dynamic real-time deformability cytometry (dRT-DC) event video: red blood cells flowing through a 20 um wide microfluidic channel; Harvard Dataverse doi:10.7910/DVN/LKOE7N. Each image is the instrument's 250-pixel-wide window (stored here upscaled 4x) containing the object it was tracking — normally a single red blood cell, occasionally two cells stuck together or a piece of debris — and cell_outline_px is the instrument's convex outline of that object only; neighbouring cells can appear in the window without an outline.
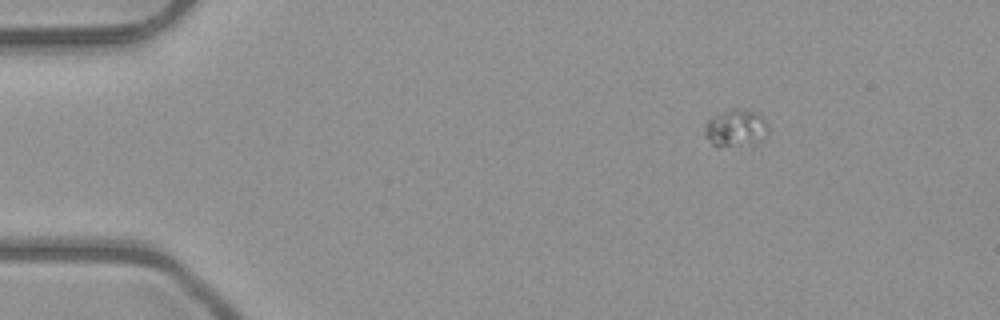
{"species": "common noctule bat (a hibernating species)", "species_latin": "Nyctalus noctula", "temperature_condition": "room temperature", "stored_images_in_passage": 46, "segment_of_instrument_passage": [1, 2], "camera_frame_rate_fps": 3000, "um_per_image_px": 0.085, "animal": {"sex": "male", "body_mass_g": 23.1, "forearm_length_mm": 52.7}, "frame": {"image": 1, "passage_image": 1, "time_ms": 0.0, "image_size_px": [1000, 320], "cell_outline_px": [[768, 132], [752, 148], [716, 148], [704, 136], [704, 124], [712, 116], [732, 108], [740, 108], [756, 112], [764, 116], [768, 124]], "centroid_in_image_um": [62.54, 10.95], "position_along_channel_um": 22.5, "area_um2": 14.85}}
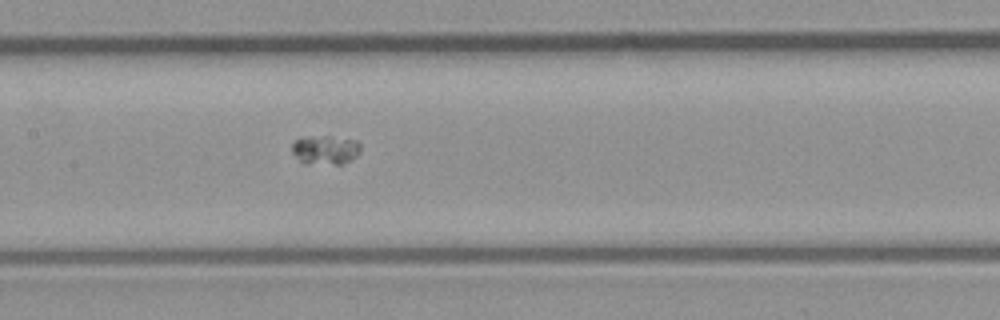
{"frame": {"image": 2, "passage_image": 19, "time_ms": 6.0, "image_size_px": [1000, 320], "cell_outline_px": [[360, 152], [352, 160], [340, 168], [304, 164], [292, 152], [292, 144], [296, 140], [308, 136], [332, 136], [356, 140], [360, 144]], "centroid_in_image_um": [27.7, 12.81], "position_along_channel_um": 179.7, "area_um2": 12.43}}
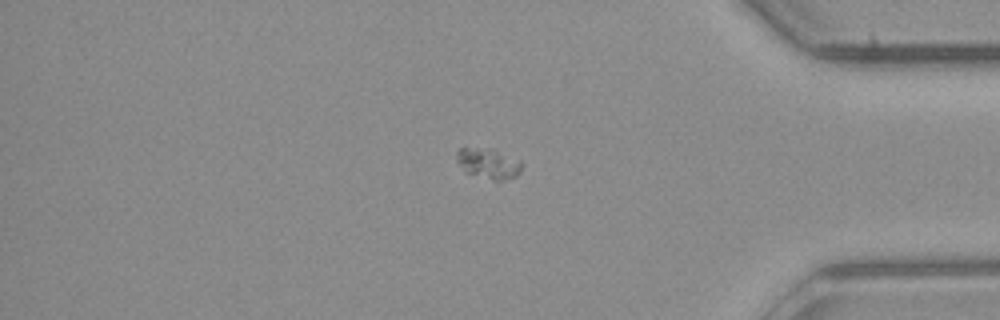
{"frame": {"image": 3, "passage_image": 37, "time_ms": 12.0, "image_size_px": [1000, 320], "cell_outline_px": [[520, 172], [516, 176], [500, 180], [492, 180], [464, 172], [456, 160], [456, 152], [460, 148], [492, 148], [520, 160]], "centroid_in_image_um": [41.47, 13.88], "position_along_channel_um": 393.7, "area_um2": 11.5}}